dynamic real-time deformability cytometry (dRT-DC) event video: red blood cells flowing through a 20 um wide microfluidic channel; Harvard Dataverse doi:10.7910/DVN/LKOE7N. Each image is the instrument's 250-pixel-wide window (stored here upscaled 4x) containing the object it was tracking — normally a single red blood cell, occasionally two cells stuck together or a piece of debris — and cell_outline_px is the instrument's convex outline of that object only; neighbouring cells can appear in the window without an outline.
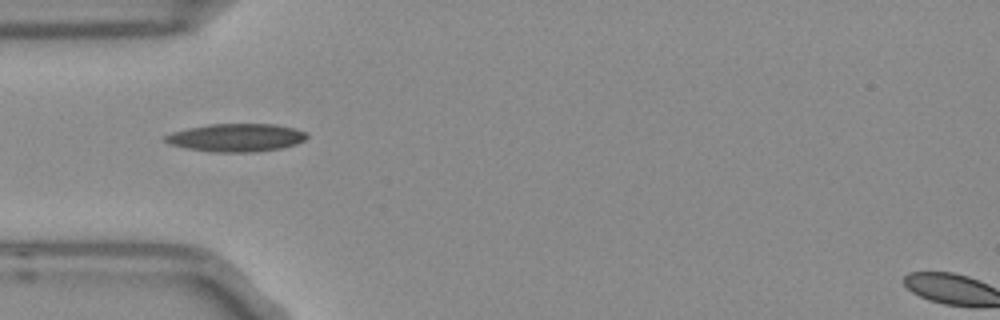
{"species": "Egyptian fruit bat (a non-hibernating species)", "species_latin": "Rousettus aegyptiacus", "temperature_condition": "room temperature", "stored_images_in_passage": 38, "camera_frame_rate_fps": 3000, "um_per_image_px": 0.085, "frame": {"image": 1, "passage_image": 1, "time_ms": 0.0, "image_size_px": [1000, 320], "cell_outline_px": [[308, 136], [304, 140], [296, 144], [280, 148], [256, 152], [212, 152], [188, 148], [168, 144], [164, 140], [164, 136], [172, 132], [188, 128], [208, 124], [276, 124], [292, 128], [304, 132]], "centroid_in_image_um": [20.05, 11.7], "position_along_channel_um": 65.0, "area_um2": 23.0}}
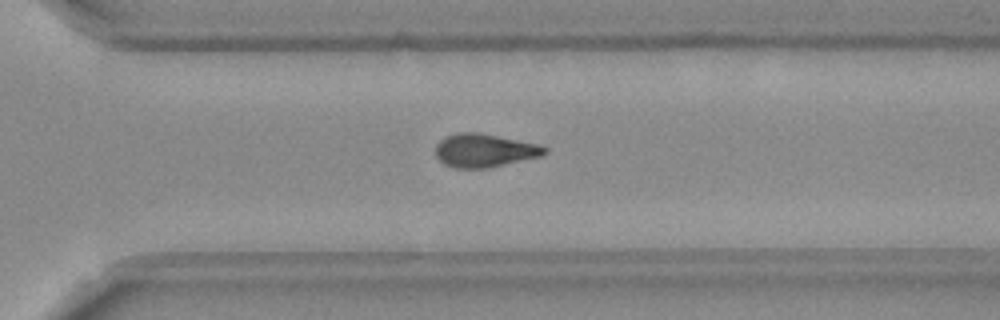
{"frame": {"image": 2, "passage_image": 22, "time_ms": 7.0, "image_size_px": [1000, 320], "cell_outline_px": [[548, 152], [540, 156], [488, 168], [456, 168], [444, 164], [436, 156], [436, 144], [444, 136], [456, 132], [480, 132], [540, 144], [548, 148]], "centroid_in_image_um": [41.17, 12.77], "position_along_channel_um": 329.4, "area_um2": 21.39}}
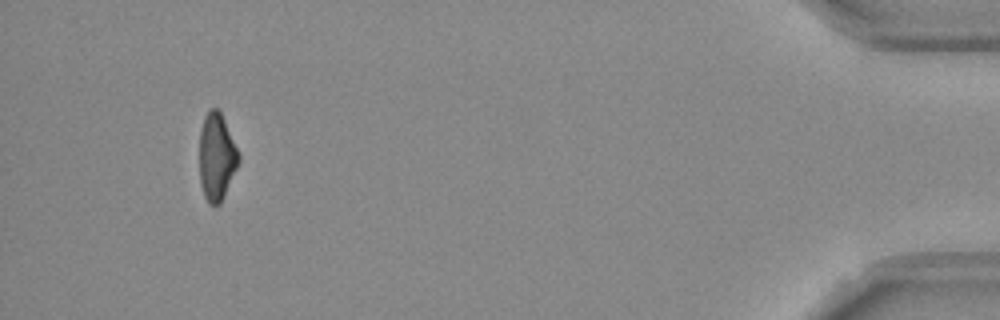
{"frame": {"image": 3, "passage_image": 35, "time_ms": 11.333, "image_size_px": [1000, 320], "cell_outline_px": [[240, 160], [224, 196], [220, 204], [208, 204], [204, 196], [200, 184], [200, 128], [204, 116], [208, 108], [216, 108], [220, 112], [224, 120], [240, 156]], "centroid_in_image_um": [18.39, 13.33], "position_along_channel_um": 416.8, "area_um2": 19.83}, "authors_computed_cell_mechanics": {"area_um2": 20.8369, "velocity_mm_per_s": 3.7771, "shape_relaxation_time_tau1_ms": 8.4485, "shape_relaxation_time_tau2_ms": 9.2269, "deformation_change_tau1": 0.2248, "deformation_change_tau2": 0.2082}}